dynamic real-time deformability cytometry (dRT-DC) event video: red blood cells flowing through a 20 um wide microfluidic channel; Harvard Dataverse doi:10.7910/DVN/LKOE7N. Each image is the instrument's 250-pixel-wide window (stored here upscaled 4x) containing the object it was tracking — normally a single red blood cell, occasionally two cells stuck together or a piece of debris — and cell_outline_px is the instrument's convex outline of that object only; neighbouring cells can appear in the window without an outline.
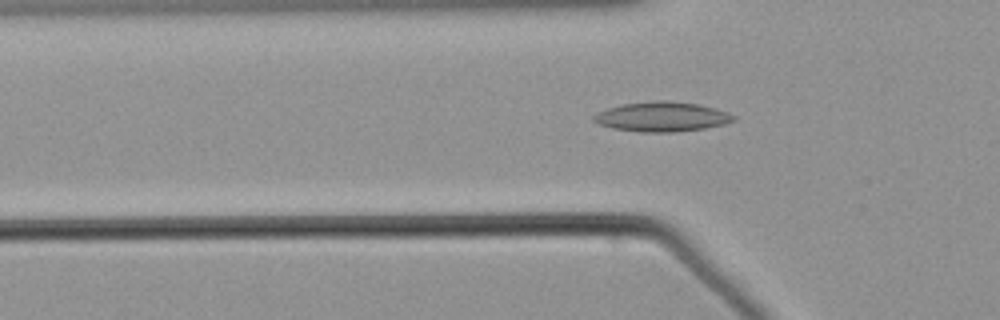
{"species": "common noctule bat (a hibernating species)", "species_latin": "Nyctalus noctula", "temperature_condition": "warm", "stored_images_in_passage": 53, "camera_frame_rate_fps": 3000, "um_per_image_px": 0.085, "animal": {"sex": "male", "body_mass_g": 21.5, "forearm_length_mm": 52.0}, "frame": {"image": 1, "passage_image": 18, "time_ms": 5.667, "image_size_px": [1000, 320], "cell_outline_px": [[736, 120], [724, 124], [704, 128], [676, 132], [640, 132], [612, 128], [596, 124], [592, 120], [592, 116], [608, 108], [624, 104], [660, 100], [664, 100], [700, 104], [728, 112], [736, 116]], "centroid_in_image_um": [56.27, 9.93], "position_along_channel_um": 69.5, "area_um2": 24.22}}
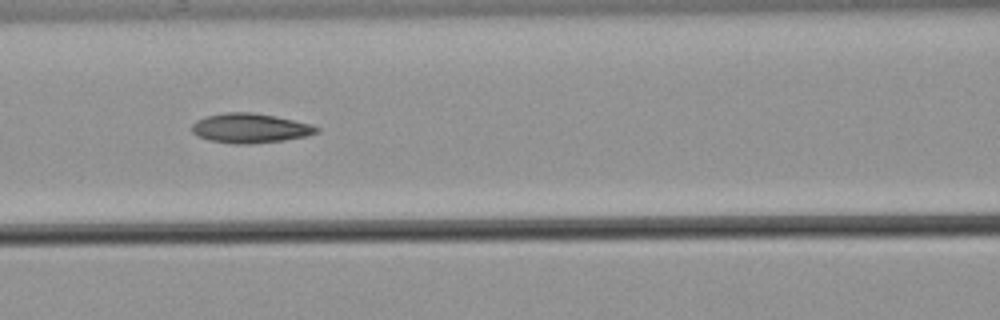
{"frame": {"image": 2, "passage_image": 24, "time_ms": 7.667, "image_size_px": [1000, 320], "cell_outline_px": [[320, 132], [308, 136], [284, 140], [248, 144], [232, 144], [208, 140], [196, 136], [192, 132], [192, 124], [196, 120], [208, 116], [224, 112], [252, 112], [312, 124], [320, 128]], "centroid_in_image_um": [21.26, 10.9], "position_along_channel_um": 145.3, "area_um2": 21.56}}
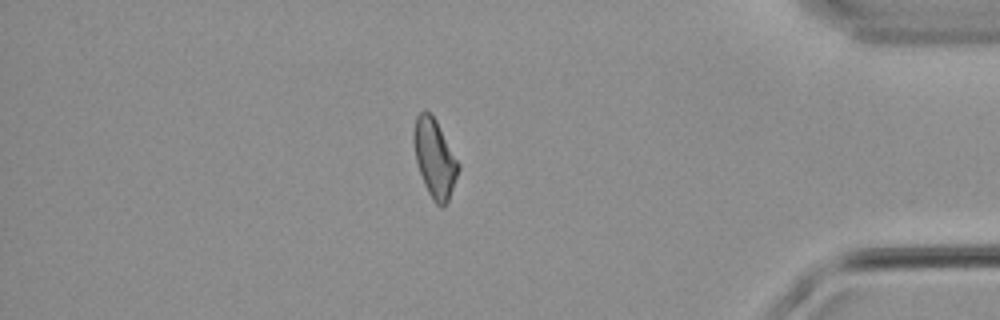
{"frame": {"image": 3, "passage_image": 47, "time_ms": 15.333, "image_size_px": [1000, 320], "cell_outline_px": [[460, 168], [448, 200], [444, 208], [440, 208], [432, 200], [424, 184], [416, 160], [412, 140], [412, 132], [416, 116], [424, 108], [436, 120], [460, 164]], "centroid_in_image_um": [36.93, 13.45], "position_along_channel_um": 398.3, "area_um2": 20.46}}